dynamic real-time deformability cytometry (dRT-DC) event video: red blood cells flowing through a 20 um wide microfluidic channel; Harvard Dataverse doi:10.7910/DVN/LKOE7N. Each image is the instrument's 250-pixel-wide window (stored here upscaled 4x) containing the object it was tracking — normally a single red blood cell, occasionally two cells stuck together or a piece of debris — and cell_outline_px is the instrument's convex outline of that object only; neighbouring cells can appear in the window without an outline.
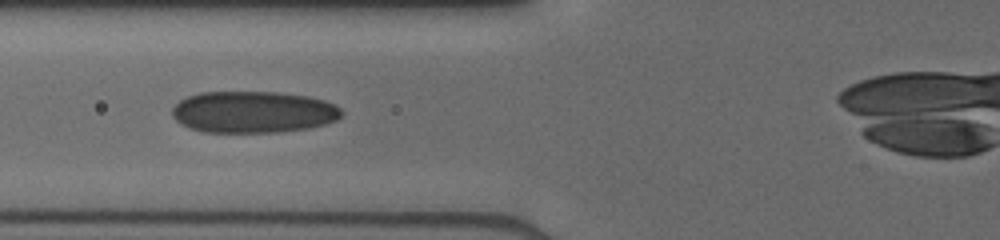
{"species": "human", "species_latin": "Homo sapiens", "temperature_condition": "cold", "stored_images_in_passage": 6, "camera_frame_rate_fps": 3000, "um_per_image_px": 0.085, "donor": {"sex": "male"}, "frame": {"image": 1, "passage_image": 5, "time_ms": 3.667, "image_size_px": [1000, 240], "cell_outline_px": [[344, 112], [336, 120], [324, 124], [308, 128], [280, 132], [204, 132], [188, 128], [180, 124], [172, 116], [172, 108], [180, 100], [188, 96], [200, 92], [276, 92], [308, 96], [324, 100], [340, 108]], "centroid_in_image_um": [21.5, 9.52], "position_along_channel_um": 104.3, "area_um2": 41.27}}